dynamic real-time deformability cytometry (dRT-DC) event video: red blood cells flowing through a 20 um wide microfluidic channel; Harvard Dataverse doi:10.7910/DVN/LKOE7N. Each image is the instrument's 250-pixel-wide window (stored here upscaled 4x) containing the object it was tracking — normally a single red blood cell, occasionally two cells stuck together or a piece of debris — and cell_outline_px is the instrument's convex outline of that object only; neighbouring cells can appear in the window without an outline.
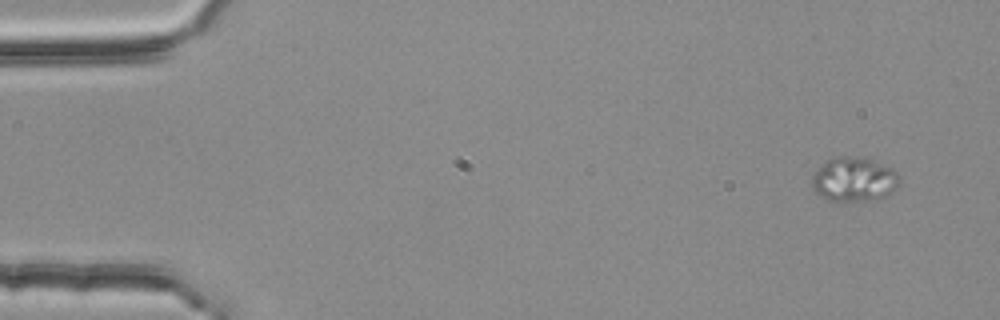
{"species": "common noctule bat (a hibernating species)", "species_latin": "Nyctalus noctula", "temperature_condition": "room temperature", "stored_images_in_passage": 4, "camera_frame_rate_fps": 3000, "um_per_image_px": 0.085, "animal": {"sex": "female", "body_mass_g": 25.1}, "frame": {"image": 1, "passage_image": 1, "time_ms": 0.0, "image_size_px": [1000, 320], "cell_outline_px": [[900, 184], [892, 192], [876, 200], [832, 200], [816, 192], [812, 188], [812, 176], [824, 160], [836, 156], [860, 156], [872, 160], [892, 168], [896, 172], [900, 180]], "centroid_in_image_um": [72.6, 15.21], "position_along_channel_um": 12.4, "area_um2": 22.54}}